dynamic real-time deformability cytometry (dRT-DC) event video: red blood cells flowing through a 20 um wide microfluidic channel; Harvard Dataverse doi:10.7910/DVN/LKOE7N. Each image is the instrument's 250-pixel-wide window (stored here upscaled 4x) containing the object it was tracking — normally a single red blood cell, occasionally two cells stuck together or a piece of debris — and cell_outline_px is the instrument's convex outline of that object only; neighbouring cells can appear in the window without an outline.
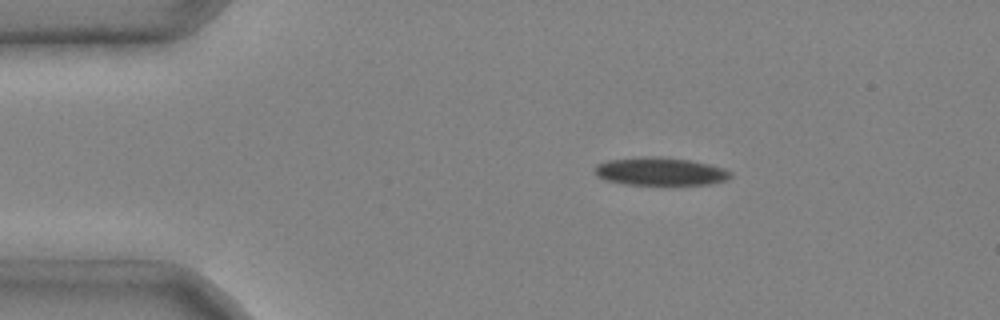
{"species": "common noctule bat (a hibernating species)", "species_latin": "Nyctalus noctula", "temperature_condition": "cold", "stored_images_in_passage": 5, "camera_frame_rate_fps": 3000, "um_per_image_px": 0.085, "animal": {"sex": "male", "body_mass_g": 20.4}, "frame": {"image": 1, "passage_image": 2, "time_ms": 0.333, "image_size_px": [1000, 320], "cell_outline_px": [[732, 176], [724, 180], [712, 184], [664, 188], [624, 184], [604, 180], [596, 176], [596, 164], [608, 160], [640, 156], [660, 156], [688, 160], [708, 164], [724, 168], [732, 172]], "centroid_in_image_um": [56.13, 14.62], "position_along_channel_um": 28.9, "area_um2": 23.41}}
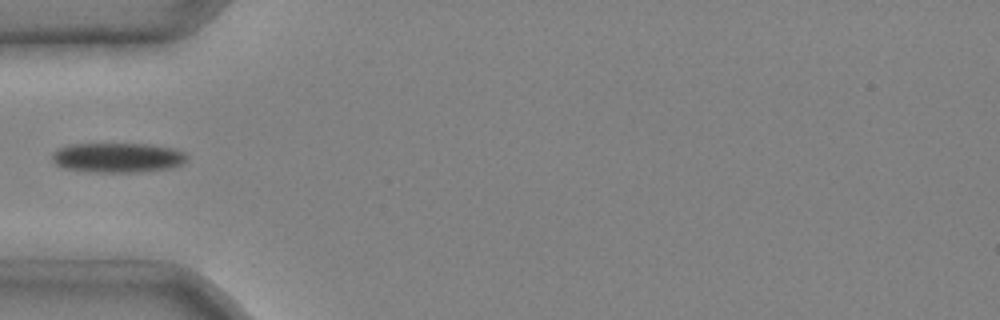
{"frame": {"image": 2, "passage_image": 4, "time_ms": 1.0, "image_size_px": [1000, 320], "cell_outline_px": [[188, 156], [180, 164], [172, 168], [136, 172], [96, 172], [60, 168], [52, 160], [52, 152], [68, 144], [148, 144], [172, 148], [184, 152]], "centroid_in_image_um": [9.96, 13.4], "position_along_channel_um": 75.0, "area_um2": 23.35}}
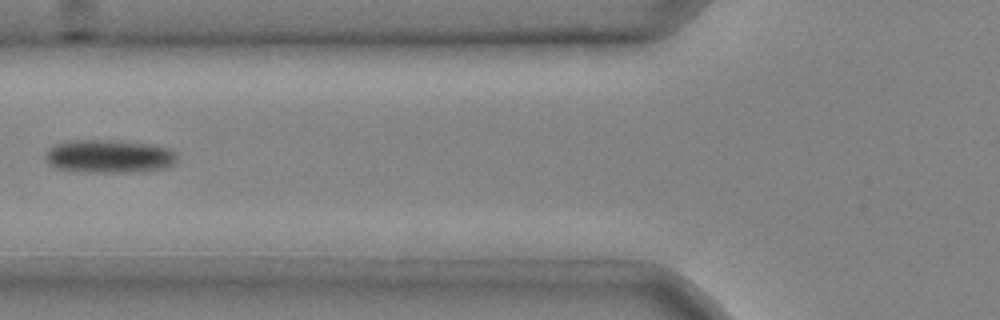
{"frame": {"image": 3, "passage_image": 5, "time_ms": 1.333, "image_size_px": [1000, 320], "cell_outline_px": [[176, 164], [164, 168], [128, 172], [88, 172], [56, 168], [48, 164], [44, 160], [44, 156], [48, 148], [56, 144], [68, 140], [112, 140], [148, 144], [168, 148], [176, 152]], "centroid_in_image_um": [9.23, 13.28], "position_along_channel_um": 116.6, "area_um2": 25.55}}